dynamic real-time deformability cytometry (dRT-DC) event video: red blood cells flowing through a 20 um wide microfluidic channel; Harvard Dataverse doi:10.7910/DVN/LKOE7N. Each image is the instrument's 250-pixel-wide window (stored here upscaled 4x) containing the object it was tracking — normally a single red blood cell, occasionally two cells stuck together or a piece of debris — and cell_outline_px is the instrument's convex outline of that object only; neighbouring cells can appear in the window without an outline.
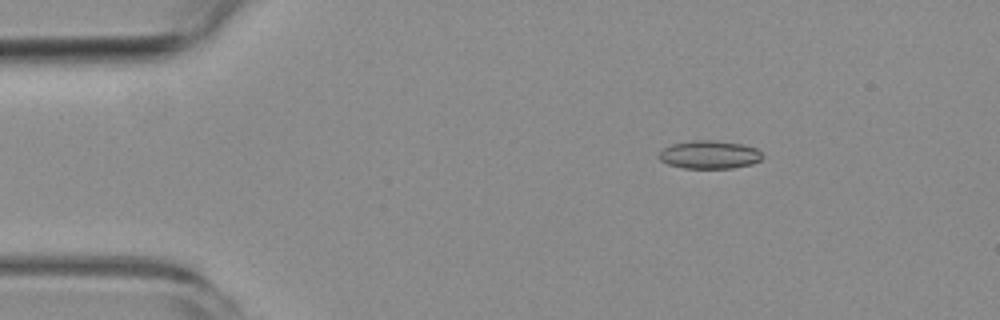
{"species": "common noctule bat (a hibernating species)", "species_latin": "Nyctalus noctula", "temperature_condition": "room temperature", "stored_images_in_passage": 5, "camera_frame_rate_fps": 3000, "um_per_image_px": 0.085, "animal": {"sex": "female", "body_mass_g": 19.3, "forearm_length_mm": 54.1}, "frame": {"image": 1, "passage_image": 3, "time_ms": 2.333, "image_size_px": [1000, 320], "cell_outline_px": [[764, 156], [760, 160], [752, 164], [732, 168], [684, 168], [668, 164], [660, 160], [656, 156], [664, 148], [672, 144], [692, 140], [712, 140], [740, 144], [756, 148]], "centroid_in_image_um": [60.28, 13.15], "position_along_channel_um": 24.7, "area_um2": 16.94}}